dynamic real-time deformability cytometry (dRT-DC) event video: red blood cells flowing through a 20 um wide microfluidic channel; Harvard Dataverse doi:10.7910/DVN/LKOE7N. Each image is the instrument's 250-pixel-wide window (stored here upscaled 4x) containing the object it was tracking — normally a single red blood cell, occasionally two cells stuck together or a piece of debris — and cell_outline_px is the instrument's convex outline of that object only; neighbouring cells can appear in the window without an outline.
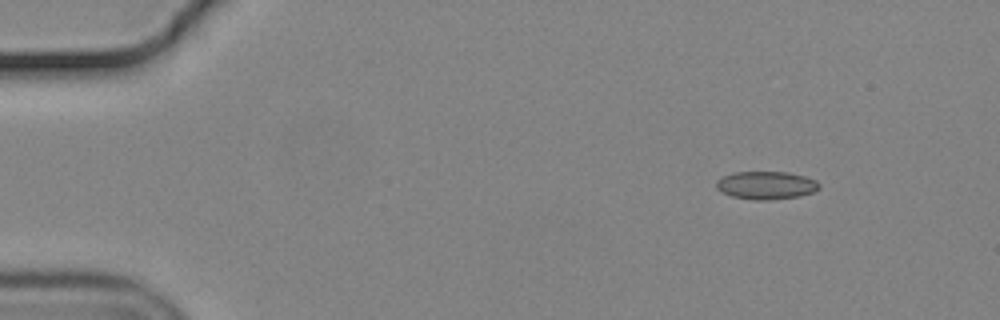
{"species": "common noctule bat (a hibernating species)", "species_latin": "Nyctalus noctula", "temperature_condition": "cold", "stored_images_in_passage": 51, "camera_frame_rate_fps": 3000, "um_per_image_px": 0.085, "animal": {"sex": "male", "body_mass_g": 19.2, "forearm_length_mm": 51.8}, "frame": {"image": 1, "passage_image": 1, "time_ms": 0.0, "image_size_px": [1000, 320], "cell_outline_px": [[820, 188], [812, 192], [800, 196], [768, 200], [752, 200], [732, 196], [716, 188], [716, 180], [732, 172], [788, 172], [804, 176], [816, 180], [820, 184]], "centroid_in_image_um": [65.13, 15.74], "position_along_channel_um": 19.9, "area_um2": 16.76}}
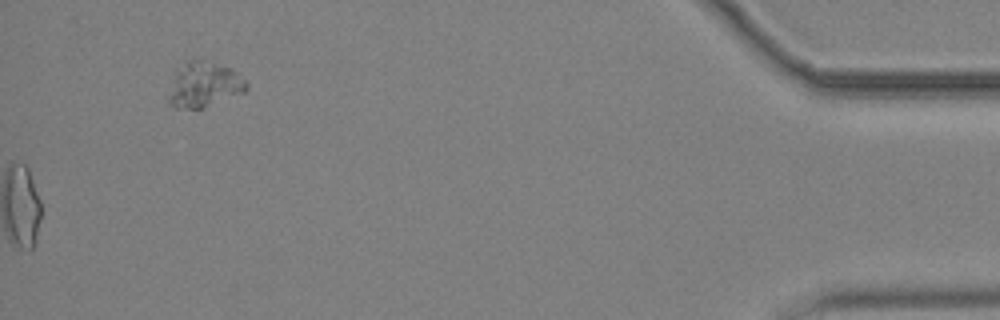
{"frame": {"image": 2, "passage_image": 51, "time_ms": 16.667, "image_size_px": [1000, 320], "cell_outline_px": [[248, 88], [244, 92], [204, 108], [172, 108], [168, 104], [168, 96], [176, 68], [188, 60], [200, 56], [232, 68], [248, 84]], "centroid_in_image_um": [17.32, 7.15], "position_along_channel_um": 417.9, "area_um2": 21.1}, "authors_computed_cell_mechanics": {"area_um2": 16.4152, "velocity_mm_per_s": 3.673, "shape_relaxation_time_tau1_ms": null, "shape_relaxation_time_tau2_ms": 1.5505, "deformation_change_tau1": null, "deformation_change_tau2": 0.0657}}